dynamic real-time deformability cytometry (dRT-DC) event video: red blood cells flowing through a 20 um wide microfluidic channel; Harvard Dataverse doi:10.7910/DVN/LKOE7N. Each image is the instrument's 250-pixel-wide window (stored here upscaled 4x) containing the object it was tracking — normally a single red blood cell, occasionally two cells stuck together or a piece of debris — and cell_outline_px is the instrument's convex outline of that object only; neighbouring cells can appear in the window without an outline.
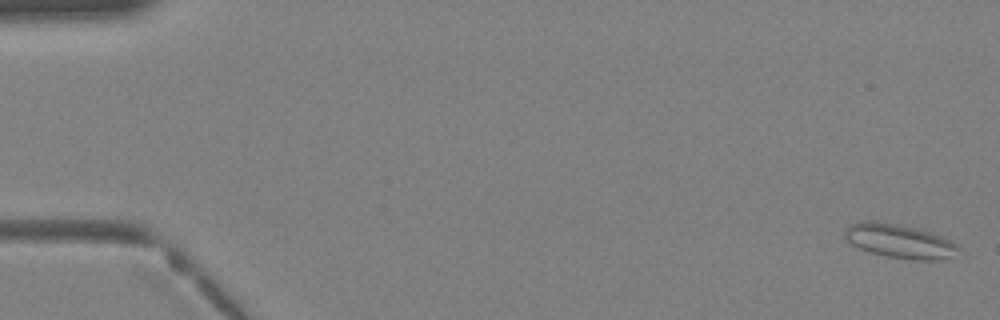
{"species": "Egyptian fruit bat (a non-hibernating species)", "species_latin": "Rousettus aegyptiacus", "temperature_condition": "warm", "stored_images_in_passage": 40, "camera_frame_rate_fps": 3000, "um_per_image_px": 0.085, "animal": {"sex": "female"}, "frame": {"image": 1, "passage_image": 1, "time_ms": 0.0, "image_size_px": [1000, 320], "cell_outline_px": [[960, 248], [948, 256], [940, 260], [912, 260], [888, 256], [872, 252], [860, 248], [852, 244], [844, 236], [844, 228], [848, 224], [864, 220], [872, 220], [900, 224], [916, 228], [940, 236], [956, 244]], "centroid_in_image_um": [76.37, 20.47], "position_along_channel_um": 8.6, "area_um2": 22.2}}
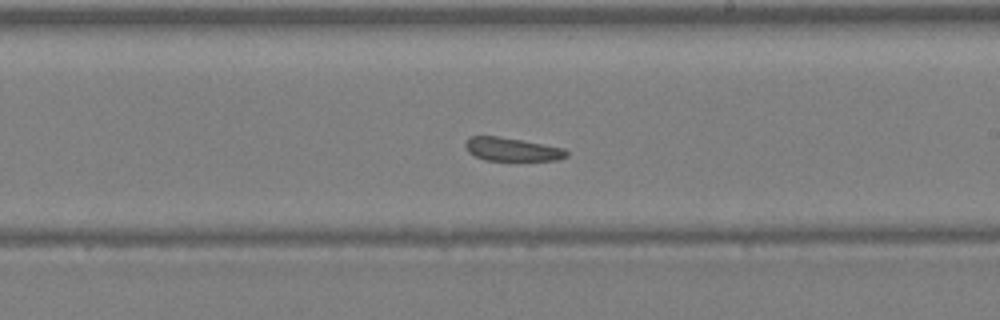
{"frame": {"image": 2, "passage_image": 24, "time_ms": 7.667, "image_size_px": [1000, 320], "cell_outline_px": [[568, 156], [560, 160], [484, 160], [468, 152], [464, 144], [472, 136], [496, 136], [520, 140], [564, 148], [568, 152]], "centroid_in_image_um": [43.54, 12.7], "position_along_channel_um": 245.5, "area_um2": 13.58}}
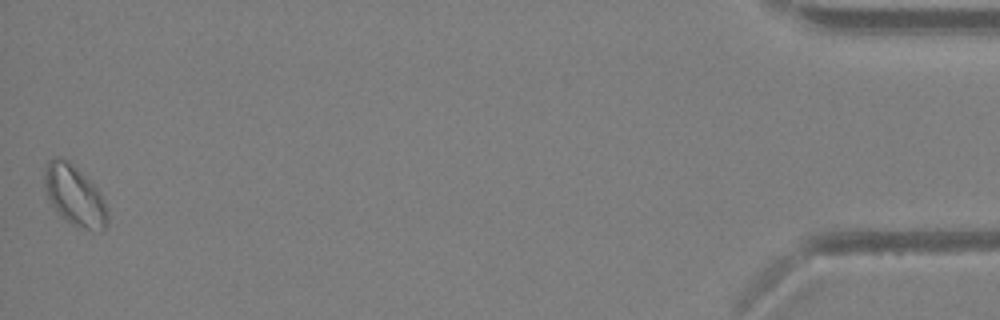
{"frame": {"image": 3, "passage_image": 40, "time_ms": 13.0, "image_size_px": [1000, 320], "cell_outline_px": [[108, 224], [100, 232], [92, 232], [72, 224], [60, 216], [48, 200], [44, 188], [44, 168], [48, 160], [56, 156], [60, 156], [68, 160], [96, 188], [104, 200], [108, 208]], "centroid_in_image_um": [6.32, 16.64], "position_along_channel_um": 428.9, "area_um2": 22.43}}